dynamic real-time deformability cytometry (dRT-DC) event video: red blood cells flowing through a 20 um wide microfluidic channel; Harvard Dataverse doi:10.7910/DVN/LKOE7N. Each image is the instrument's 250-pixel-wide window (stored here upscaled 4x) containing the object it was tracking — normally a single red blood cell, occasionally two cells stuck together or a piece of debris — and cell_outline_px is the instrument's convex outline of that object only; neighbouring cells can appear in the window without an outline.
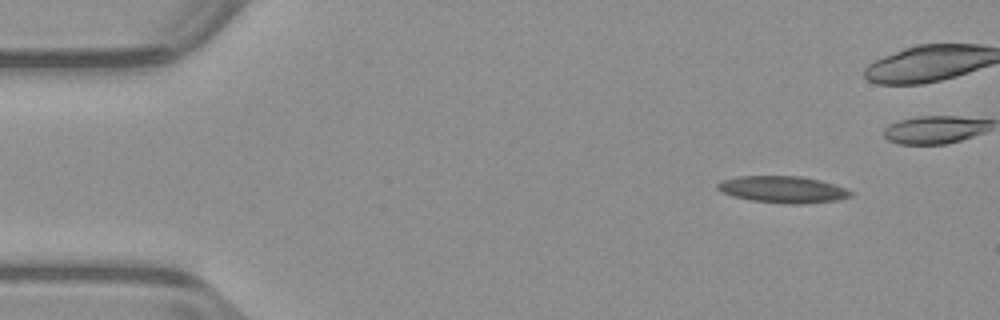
{"species": "common noctule bat (a hibernating species)", "species_latin": "Nyctalus noctula", "temperature_condition": "warm", "stored_images_in_passage": 41, "camera_frame_rate_fps": 3000, "um_per_image_px": 0.085, "animal": {"sex": "male", "body_mass_g": 23.1, "forearm_length_mm": 52.7}, "frame": {"image": 1, "passage_image": 1, "time_ms": 0.0, "image_size_px": [1000, 320], "cell_outline_px": [[852, 196], [840, 200], [804, 204], [788, 204], [752, 200], [732, 196], [720, 192], [716, 188], [716, 184], [720, 180], [736, 176], [800, 176], [820, 180], [844, 188], [852, 192]], "centroid_in_image_um": [66.5, 16.1], "position_along_channel_um": 18.5, "area_um2": 20.92}}
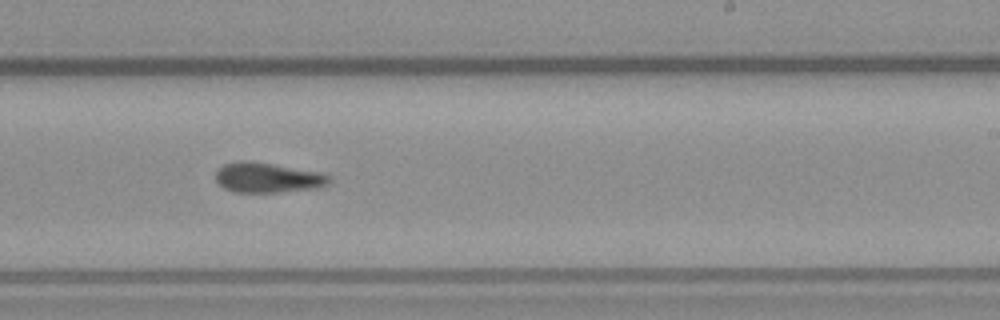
{"frame": {"image": 2, "passage_image": 27, "time_ms": 8.667, "image_size_px": [1000, 320], "cell_outline_px": [[332, 180], [328, 184], [320, 188], [276, 192], [232, 192], [224, 188], [216, 180], [216, 172], [224, 164], [236, 160], [252, 160], [320, 172], [332, 176]], "centroid_in_image_um": [22.78, 15.09], "position_along_channel_um": 266.2, "area_um2": 20.17}}
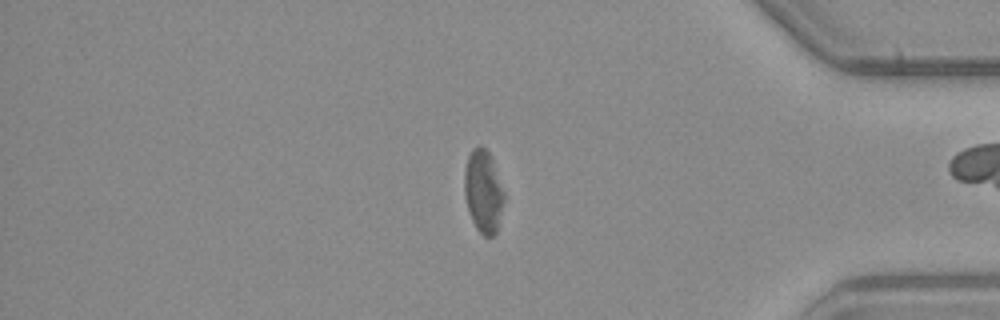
{"frame": {"image": 3, "passage_image": 39, "time_ms": 12.667, "image_size_px": [1000, 320], "cell_outline_px": [[504, 204], [496, 232], [492, 236], [484, 236], [476, 228], [472, 220], [468, 208], [464, 192], [464, 172], [468, 156], [472, 148], [476, 144], [480, 144], [488, 152], [492, 160], [504, 192]], "centroid_in_image_um": [41.07, 16.25], "position_along_channel_um": 394.1, "area_um2": 19.02}}